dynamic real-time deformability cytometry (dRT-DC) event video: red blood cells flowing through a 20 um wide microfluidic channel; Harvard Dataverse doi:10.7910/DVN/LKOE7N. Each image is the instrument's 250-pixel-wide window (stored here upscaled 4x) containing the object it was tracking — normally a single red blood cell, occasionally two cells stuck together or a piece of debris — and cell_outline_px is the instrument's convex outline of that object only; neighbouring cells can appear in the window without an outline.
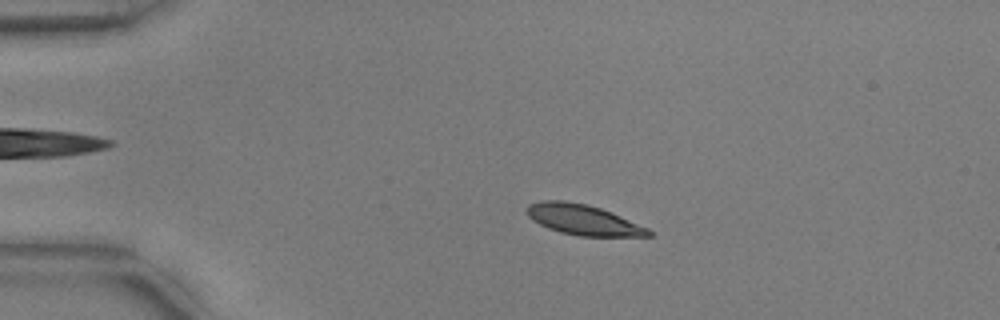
{"species": "common noctule bat (a hibernating species)", "species_latin": "Nyctalus noctula", "temperature_condition": "warm", "stored_images_in_passage": 55, "camera_frame_rate_fps": 3000, "um_per_image_px": 0.085, "animal": {"sex": "male", "body_mass_g": 17.9, "forearm_length_mm": 54.2}, "frame": {"image": 1, "passage_image": 12, "time_ms": 3.667, "image_size_px": [1000, 320], "cell_outline_px": [[652, 236], [580, 236], [560, 232], [548, 228], [532, 220], [528, 216], [528, 204], [540, 200], [564, 200], [588, 204], [612, 212], [648, 228], [652, 232]], "centroid_in_image_um": [49.57, 18.67], "position_along_channel_um": 35.4, "area_um2": 21.56}}
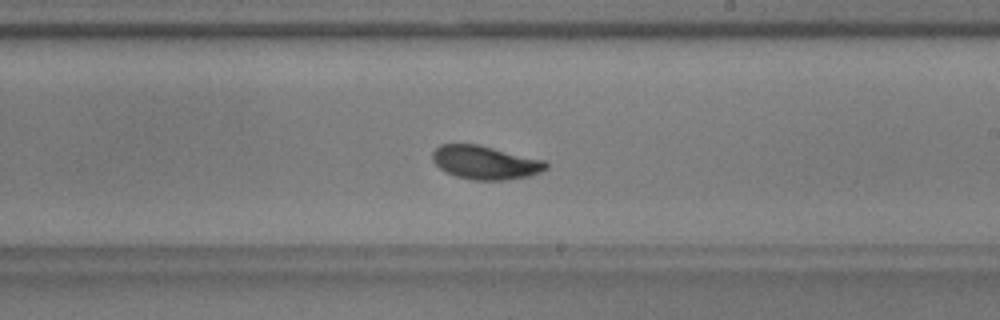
{"frame": {"image": 2, "passage_image": 33, "time_ms": 10.667, "image_size_px": [1000, 320], "cell_outline_px": [[548, 168], [540, 172], [528, 176], [504, 180], [472, 180], [456, 176], [440, 168], [432, 160], [432, 152], [440, 144], [476, 144], [544, 160], [548, 164]], "centroid_in_image_um": [41.23, 13.81], "position_along_channel_um": 247.8, "area_um2": 21.96}}
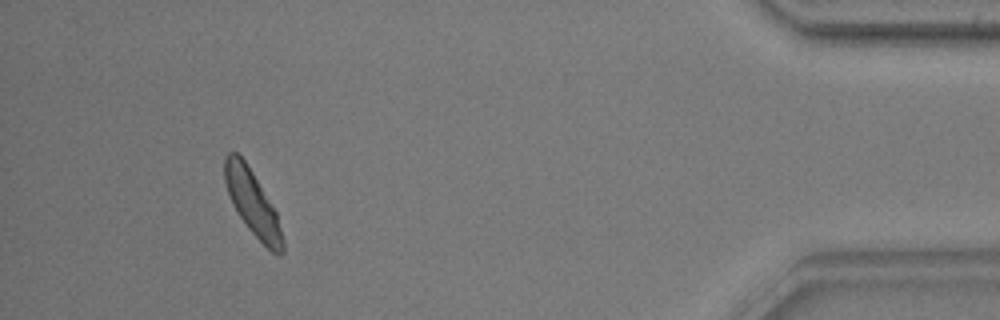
{"frame": {"image": 3, "passage_image": 51, "time_ms": 16.667, "image_size_px": [1000, 320], "cell_outline_px": [[284, 252], [280, 256], [272, 252], [248, 228], [236, 212], [232, 204], [224, 180], [224, 156], [228, 152], [236, 152], [244, 160], [252, 172], [276, 212], [284, 240]], "centroid_in_image_um": [21.45, 17.26], "position_along_channel_um": 413.7, "area_um2": 21.62}, "authors_computed_cell_mechanics": {"area_um2": 21.6172, "velocity_mm_per_s": 3.7138, "shape_relaxation_time_tau1_ms": 2.8433, "shape_relaxation_time_tau2_ms": 1.6319, "deformation_change_tau1": 0.1301, "deformation_change_tau2": 0.0454}}